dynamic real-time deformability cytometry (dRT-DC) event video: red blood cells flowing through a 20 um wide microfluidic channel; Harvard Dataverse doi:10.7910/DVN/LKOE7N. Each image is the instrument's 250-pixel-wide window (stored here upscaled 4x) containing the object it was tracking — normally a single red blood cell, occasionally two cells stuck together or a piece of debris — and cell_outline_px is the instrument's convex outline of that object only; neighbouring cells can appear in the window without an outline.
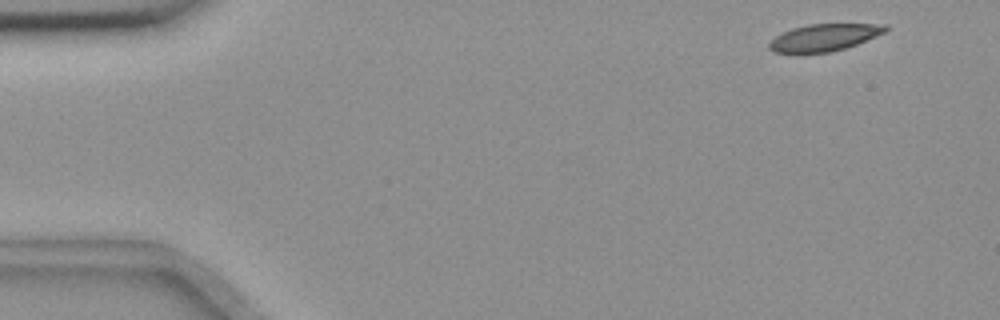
{"species": "common noctule bat (a hibernating species)", "species_latin": "Nyctalus noctula", "temperature_condition": "room temperature", "stored_images_in_passage": 5, "camera_frame_rate_fps": 3000, "um_per_image_px": 0.085, "animal": {"sex": "female", "body_mass_g": 18.4}, "frame": {"image": 1, "passage_image": 1, "time_ms": 0.0, "image_size_px": [1000, 320], "cell_outline_px": [[888, 28], [884, 32], [856, 44], [844, 48], [828, 52], [772, 52], [768, 48], [768, 44], [776, 36], [792, 28], [808, 24], [888, 24]], "centroid_in_image_um": [70.04, 3.17], "position_along_channel_um": 15.0, "area_um2": 17.92}}